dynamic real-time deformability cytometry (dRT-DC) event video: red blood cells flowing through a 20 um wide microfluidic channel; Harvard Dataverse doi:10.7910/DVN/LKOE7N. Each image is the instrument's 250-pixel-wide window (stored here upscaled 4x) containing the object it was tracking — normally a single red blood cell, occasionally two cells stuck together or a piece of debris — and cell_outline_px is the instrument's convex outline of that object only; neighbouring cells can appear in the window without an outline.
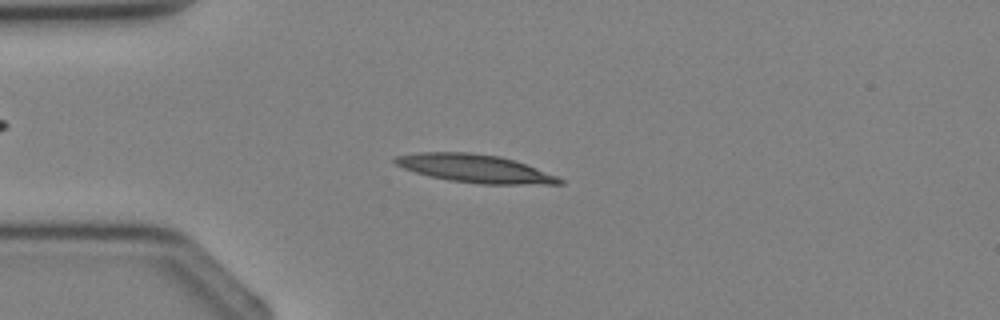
{"species": "Egyptian fruit bat (a non-hibernating species)", "species_latin": "Rousettus aegyptiacus", "temperature_condition": "cold", "stored_images_in_passage": 2, "camera_frame_rate_fps": 3000, "um_per_image_px": 0.085, "animal": {"sex": "female"}, "frame": {"image": 1, "passage_image": 2, "time_ms": 1.333, "image_size_px": [1000, 320], "cell_outline_px": [[564, 184], [484, 184], [448, 180], [416, 172], [404, 168], [396, 164], [392, 160], [396, 156], [420, 152], [468, 152], [500, 156], [536, 168], [556, 176], [564, 180]], "centroid_in_image_um": [40.36, 14.32], "position_along_channel_um": 44.6, "area_um2": 26.53}}